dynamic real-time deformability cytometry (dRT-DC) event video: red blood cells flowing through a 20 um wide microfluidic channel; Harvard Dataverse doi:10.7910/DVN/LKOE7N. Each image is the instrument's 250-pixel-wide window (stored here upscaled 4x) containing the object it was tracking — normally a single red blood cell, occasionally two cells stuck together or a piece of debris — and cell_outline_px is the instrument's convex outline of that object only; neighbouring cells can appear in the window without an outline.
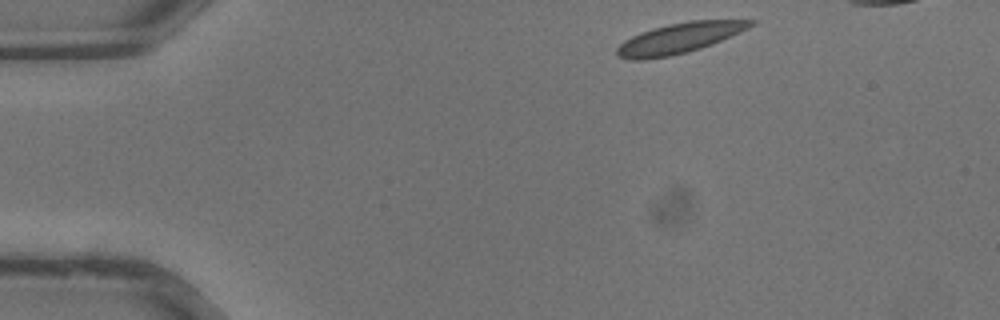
{"species": "common noctule bat (a hibernating species)", "species_latin": "Nyctalus noctula", "temperature_condition": "warm", "stored_images_in_passage": 29, "camera_frame_rate_fps": 3000, "um_per_image_px": 0.085, "animal": {"sex": "male", "body_mass_g": 13.3}, "frame": {"image": 1, "passage_image": 1, "time_ms": 0.0, "image_size_px": [1000, 320], "cell_outline_px": [[756, 24], [740, 32], [712, 44], [700, 48], [668, 56], [644, 60], [628, 60], [616, 56], [616, 48], [624, 40], [640, 32], [652, 28], [668, 24], [688, 20], [756, 20]], "centroid_in_image_um": [57.7, 3.24], "position_along_channel_um": 27.3, "area_um2": 23.64}}
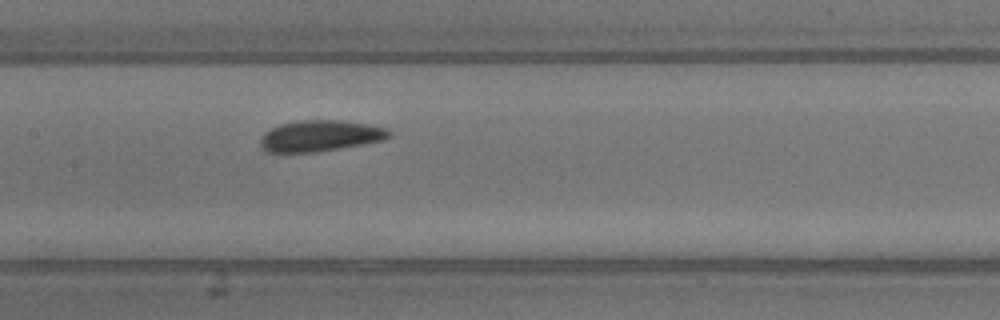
{"frame": {"image": 2, "passage_image": 13, "time_ms": 4.0, "image_size_px": [1000, 320], "cell_outline_px": [[392, 136], [384, 140], [364, 144], [316, 152], [264, 152], [260, 148], [260, 136], [264, 132], [280, 124], [296, 120], [340, 120], [372, 124], [388, 128], [392, 132]], "centroid_in_image_um": [27.23, 11.54], "position_along_channel_um": 180.2, "area_um2": 23.81}}
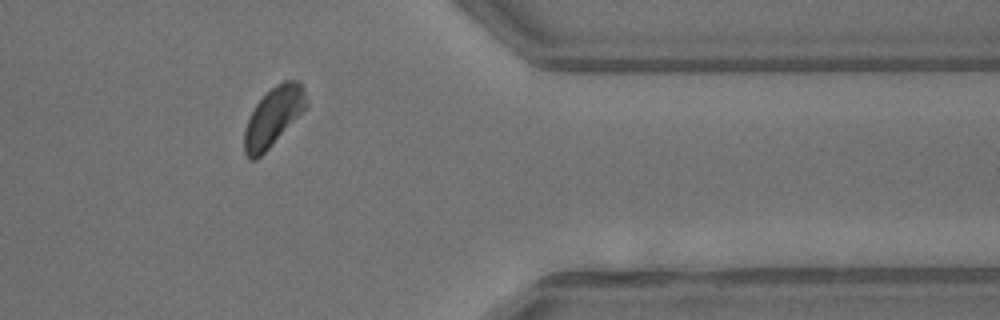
{"frame": {"image": 3, "passage_image": 25, "time_ms": 8.0, "image_size_px": [1000, 320], "cell_outline_px": [[308, 108], [256, 160], [248, 160], [244, 152], [244, 132], [248, 120], [256, 104], [276, 84], [284, 80], [300, 80], [304, 84], [308, 100]], "centroid_in_image_um": [23.29, 9.89], "position_along_channel_um": 388.1, "area_um2": 21.39}}